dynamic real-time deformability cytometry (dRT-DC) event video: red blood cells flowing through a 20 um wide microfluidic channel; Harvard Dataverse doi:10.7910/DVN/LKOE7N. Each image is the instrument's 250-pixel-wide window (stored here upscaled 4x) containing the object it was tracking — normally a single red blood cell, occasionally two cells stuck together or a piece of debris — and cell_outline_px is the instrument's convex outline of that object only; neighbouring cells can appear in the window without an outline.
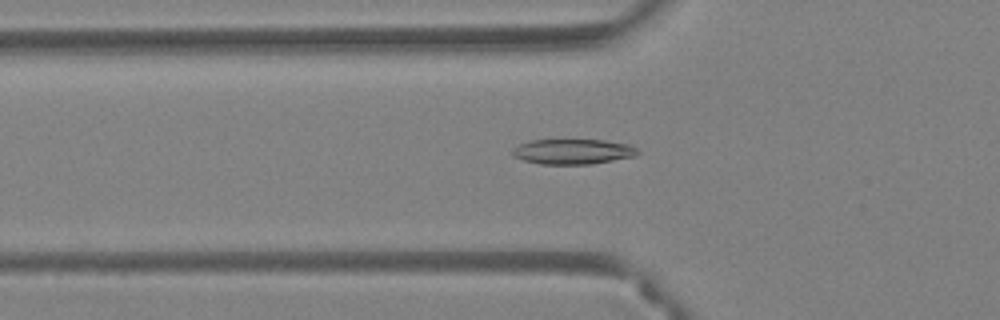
{"species": "Egyptian fruit bat (a non-hibernating species)", "species_latin": "Rousettus aegyptiacus", "temperature_condition": "warm", "stored_images_in_passage": 40, "camera_frame_rate_fps": 3000, "um_per_image_px": 0.085, "animal": {"sex": "female"}, "frame": {"image": 1, "passage_image": 7, "time_ms": 2.0, "image_size_px": [1000, 320], "cell_outline_px": [[640, 152], [636, 156], [592, 164], [540, 164], [524, 160], [512, 156], [512, 148], [520, 144], [532, 140], [604, 140], [628, 144], [636, 148]], "centroid_in_image_um": [48.7, 12.89], "position_along_channel_um": 77.1, "area_um2": 18.38}}
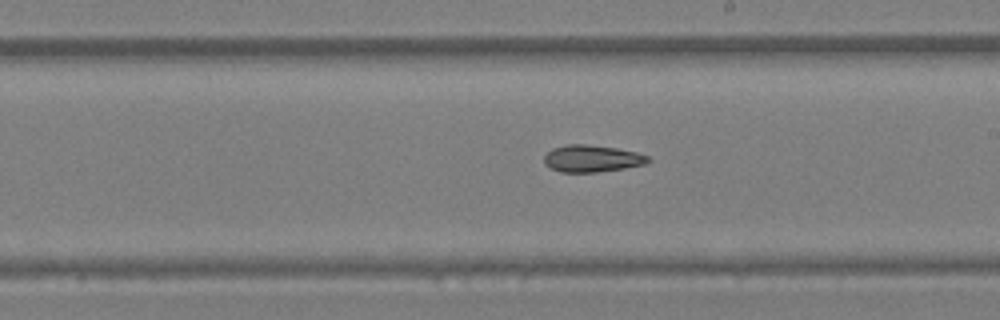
{"frame": {"image": 2, "passage_image": 19, "time_ms": 6.0, "image_size_px": [1000, 320], "cell_outline_px": [[652, 160], [644, 164], [624, 168], [596, 172], [560, 172], [544, 164], [544, 156], [552, 148], [564, 144], [584, 144], [616, 148], [636, 152], [648, 156]], "centroid_in_image_um": [50.29, 13.47], "position_along_channel_um": 238.7, "area_um2": 16.3}}
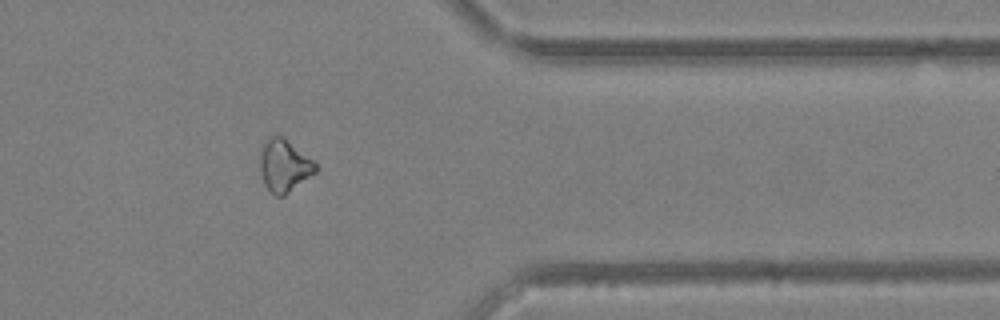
{"frame": {"image": 3, "passage_image": 31, "time_ms": 10.0, "image_size_px": [1000, 320], "cell_outline_px": [[316, 172], [284, 196], [276, 196], [264, 184], [260, 172], [260, 148], [276, 132], [312, 160], [316, 164]], "centroid_in_image_um": [24.13, 14.09], "position_along_channel_um": 387.3, "area_um2": 16.65}, "authors_computed_cell_mechanics": {"area_um2": 17.1955, "velocity_mm_per_s": 4.0369, "shape_relaxation_time_tau1_ms": 7.5517, "shape_relaxation_time_tau2_ms": null, "deformation_change_tau1": 0.1513, "deformation_change_tau2": null}}